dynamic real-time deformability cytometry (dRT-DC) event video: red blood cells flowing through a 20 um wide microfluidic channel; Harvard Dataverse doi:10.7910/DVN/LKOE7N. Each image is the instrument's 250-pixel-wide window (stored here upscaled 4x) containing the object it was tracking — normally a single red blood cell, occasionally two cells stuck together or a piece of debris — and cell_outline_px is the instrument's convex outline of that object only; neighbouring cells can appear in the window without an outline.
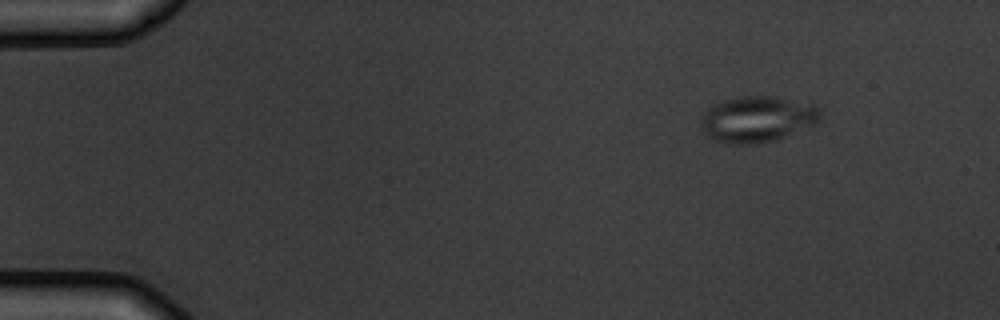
{"species": "common noctule bat (a hibernating species)", "species_latin": "Nyctalus noctula", "temperature_condition": "warm", "stored_images_in_passage": 5, "camera_frame_rate_fps": 3000, "um_per_image_px": 0.085, "animal": {"sex": "male", "body_mass_g": 19.5, "forearm_length_mm": 54.6}, "frame": {"image": 1, "passage_image": 5, "time_ms": 5.667, "image_size_px": [1000, 320], "cell_outline_px": [[820, 120], [816, 124], [776, 140], [760, 144], [732, 144], [716, 140], [708, 136], [700, 128], [700, 116], [708, 108], [724, 100], [744, 96], [772, 96], [816, 104], [820, 108]], "centroid_in_image_um": [64.39, 10.13], "position_along_channel_um": 20.6, "area_um2": 32.31}}